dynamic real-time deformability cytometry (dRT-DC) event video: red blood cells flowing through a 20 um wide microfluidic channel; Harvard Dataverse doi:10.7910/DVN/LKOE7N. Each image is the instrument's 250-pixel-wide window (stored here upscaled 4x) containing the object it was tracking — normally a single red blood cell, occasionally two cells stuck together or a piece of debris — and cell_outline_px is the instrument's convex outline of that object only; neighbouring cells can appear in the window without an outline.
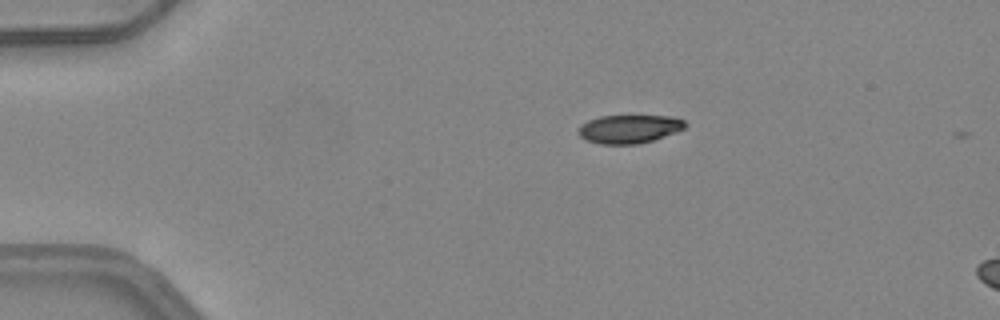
{"species": "common noctule bat (a hibernating species)", "species_latin": "Nyctalus noctula", "temperature_condition": "warm", "stored_images_in_passage": 5, "camera_frame_rate_fps": 3000, "um_per_image_px": 0.085, "animal": {"sex": "female", "body_mass_g": 24.6, "forearm_length_mm": 56.2}, "frame": {"image": 1, "passage_image": 1, "time_ms": 0.0, "image_size_px": [1000, 320], "cell_outline_px": [[688, 124], [684, 128], [676, 132], [640, 144], [600, 144], [584, 140], [580, 136], [580, 124], [588, 120], [600, 116], [672, 116], [684, 120]], "centroid_in_image_um": [53.49, 10.96], "position_along_channel_um": 31.5, "area_um2": 17.69}}